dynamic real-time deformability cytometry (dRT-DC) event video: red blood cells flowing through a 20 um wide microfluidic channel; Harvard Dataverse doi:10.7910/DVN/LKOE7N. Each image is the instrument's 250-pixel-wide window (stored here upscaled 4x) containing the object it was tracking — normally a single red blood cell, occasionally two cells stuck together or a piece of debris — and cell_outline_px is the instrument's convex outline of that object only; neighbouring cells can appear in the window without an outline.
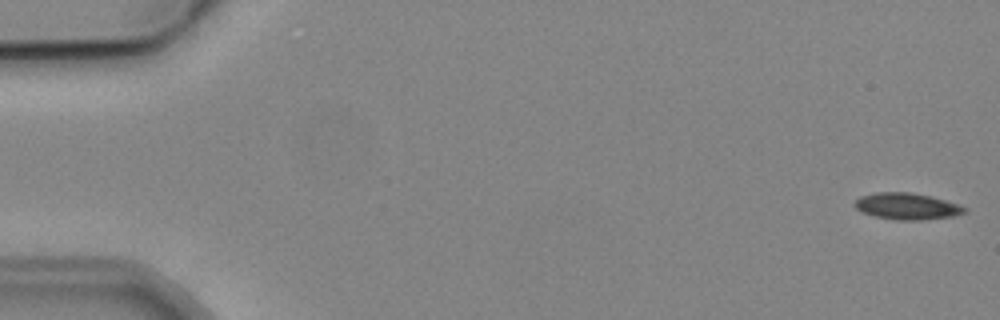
{"species": "common noctule bat (a hibernating species)", "species_latin": "Nyctalus noctula", "temperature_condition": "cold", "stored_images_in_passage": 5, "camera_frame_rate_fps": 3000, "um_per_image_px": 0.085, "animal": {"sex": "male", "body_mass_g": 19.2, "forearm_length_mm": 51.8}, "frame": {"image": 1, "passage_image": 1, "time_ms": 0.0, "image_size_px": [1000, 320], "cell_outline_px": [[968, 212], [952, 216], [920, 220], [896, 220], [876, 216], [864, 212], [856, 208], [852, 204], [860, 196], [876, 192], [912, 192], [944, 200], [968, 208]], "centroid_in_image_um": [77.08, 17.53], "position_along_channel_um": 7.9, "area_um2": 16.82}}
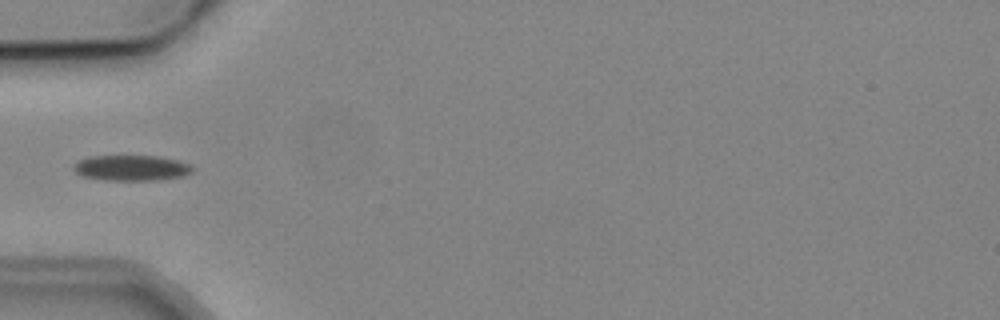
{"frame": {"image": 2, "passage_image": 5, "time_ms": 5.667, "image_size_px": [1000, 320], "cell_outline_px": [[192, 172], [184, 176], [160, 180], [108, 180], [84, 176], [76, 172], [72, 168], [80, 160], [92, 156], [160, 156], [176, 160], [188, 164], [192, 168]], "centroid_in_image_um": [11.2, 14.27], "position_along_channel_um": 73.8, "area_um2": 17.46}}